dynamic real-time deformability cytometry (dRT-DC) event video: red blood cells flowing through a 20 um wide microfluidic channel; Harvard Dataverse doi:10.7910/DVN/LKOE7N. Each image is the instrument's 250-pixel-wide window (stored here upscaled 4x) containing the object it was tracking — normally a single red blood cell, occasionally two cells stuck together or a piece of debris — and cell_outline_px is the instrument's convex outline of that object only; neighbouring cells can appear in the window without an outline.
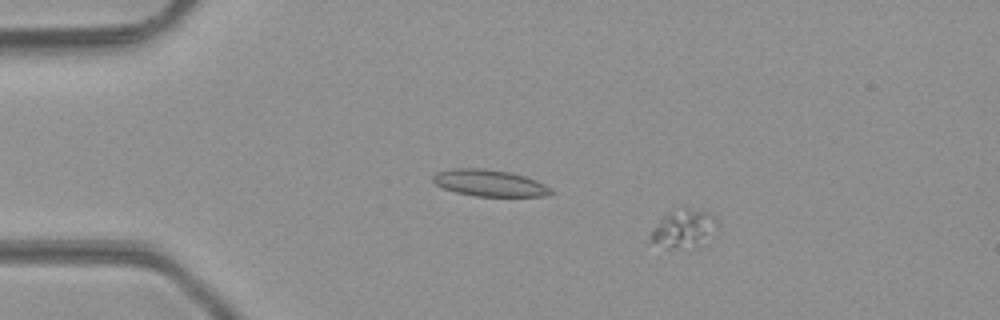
{"species": "common noctule bat (a hibernating species)", "species_latin": "Nyctalus noctula", "temperature_condition": "room temperature", "stored_images_in_passage": 20, "camera_frame_rate_fps": 3000, "um_per_image_px": 0.085, "animal": {"sex": "male", "body_mass_g": 23.1, "forearm_length_mm": 52.7}, "frame": {"image": 1, "passage_image": 9, "time_ms": 2.667, "image_size_px": [1000, 320], "cell_outline_px": [[716, 220], [712, 236], [696, 244], [672, 248], [668, 248], [648, 240], [648, 236], [664, 216], [688, 212], [708, 212], [716, 216]], "centroid_in_image_um": [58.09, 19.5], "position_along_channel_um": 26.9, "area_um2": 13.18}}
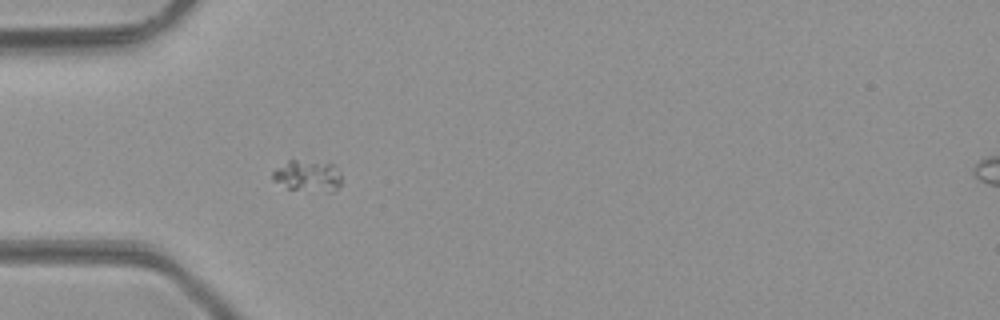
{"frame": {"image": 2, "passage_image": 16, "time_ms": 5.0, "image_size_px": [1000, 320], "cell_outline_px": [[340, 184], [332, 192], [328, 192], [288, 188], [272, 180], [272, 172], [276, 168], [288, 160], [296, 160], [332, 164], [340, 172]], "centroid_in_image_um": [26.13, 14.95], "position_along_channel_um": 58.9, "area_um2": 12.37}}
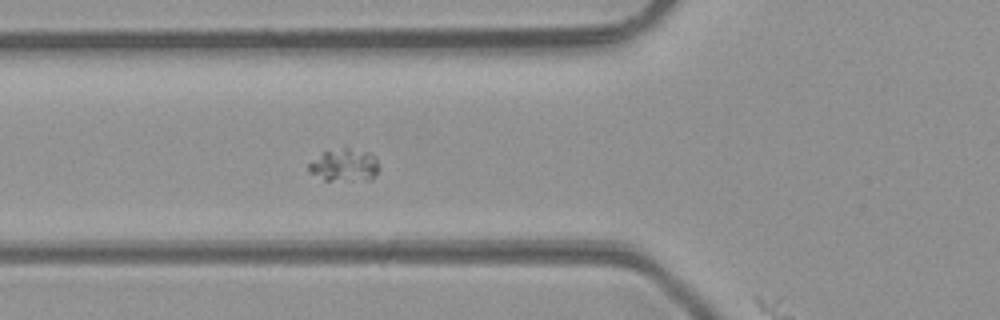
{"frame": {"image": 3, "passage_image": 19, "time_ms": 6.0, "image_size_px": [1000, 320], "cell_outline_px": [[380, 168], [372, 180], [324, 180], [308, 172], [308, 164], [324, 152], [344, 148], [348, 148], [368, 152], [376, 156], [380, 164]], "centroid_in_image_um": [29.33, 14.05], "position_along_channel_um": 96.5, "area_um2": 13.41}}